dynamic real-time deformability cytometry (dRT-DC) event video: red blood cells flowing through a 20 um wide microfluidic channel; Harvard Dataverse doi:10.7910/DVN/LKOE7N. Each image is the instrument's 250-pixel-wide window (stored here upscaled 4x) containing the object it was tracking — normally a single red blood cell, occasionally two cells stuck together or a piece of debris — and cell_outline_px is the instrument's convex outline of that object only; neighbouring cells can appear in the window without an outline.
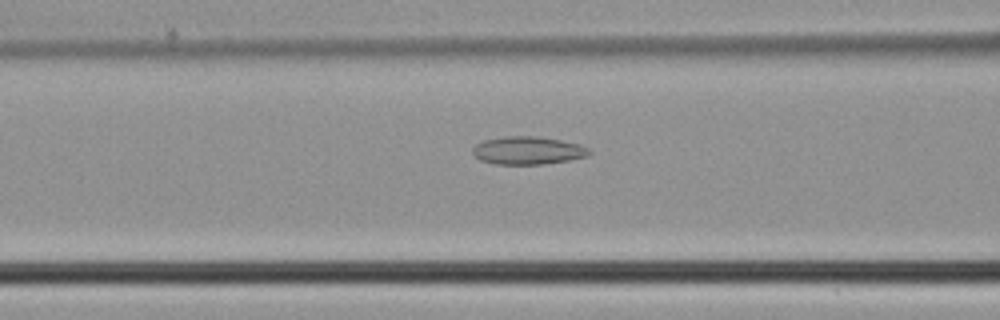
{"species": "common noctule bat (a hibernating species)", "species_latin": "Nyctalus noctula", "temperature_condition": "cold", "stored_images_in_passage": 46, "camera_frame_rate_fps": 3000, "um_per_image_px": 0.085, "animal": {"sex": "male", "body_mass_g": 21.5, "forearm_length_mm": 52.0}, "frame": {"image": 1, "passage_image": 18, "time_ms": 5.667, "image_size_px": [1000, 320], "cell_outline_px": [[592, 152], [588, 156], [568, 160], [544, 164], [496, 164], [480, 160], [472, 152], [472, 148], [476, 144], [484, 140], [504, 136], [536, 136], [560, 140], [580, 144], [588, 148]], "centroid_in_image_um": [44.87, 12.79], "position_along_channel_um": 121.7, "area_um2": 18.96}}
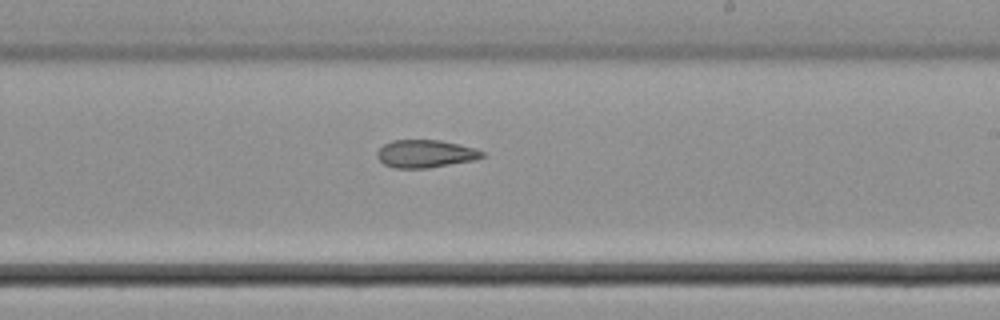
{"frame": {"image": 2, "passage_image": 27, "time_ms": 8.667, "image_size_px": [1000, 320], "cell_outline_px": [[484, 156], [476, 160], [428, 168], [396, 168], [384, 164], [376, 156], [376, 152], [384, 144], [392, 140], [440, 140], [460, 144], [476, 148], [484, 152]], "centroid_in_image_um": [36.18, 13.06], "position_along_channel_um": 252.8, "area_um2": 17.11}}
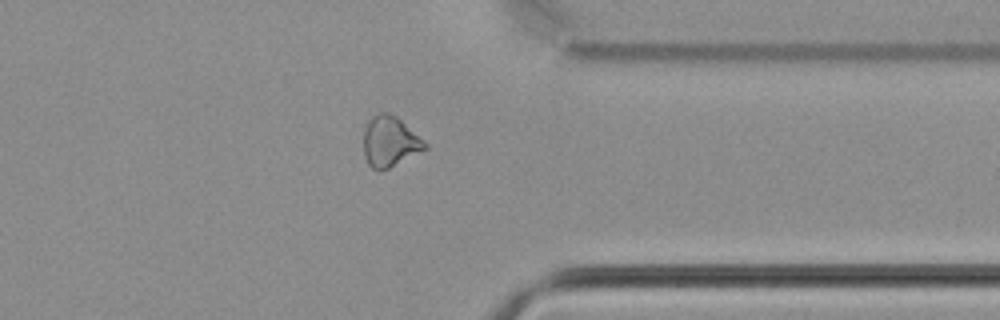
{"frame": {"image": 3, "passage_image": 36, "time_ms": 11.667, "image_size_px": [1000, 320], "cell_outline_px": [[428, 148], [388, 168], [372, 168], [368, 164], [364, 156], [364, 128], [368, 120], [372, 116], [380, 112], [388, 112], [396, 116], [424, 140], [428, 144]], "centroid_in_image_um": [33.14, 12.0], "position_along_channel_um": 378.3, "area_um2": 17.86}}